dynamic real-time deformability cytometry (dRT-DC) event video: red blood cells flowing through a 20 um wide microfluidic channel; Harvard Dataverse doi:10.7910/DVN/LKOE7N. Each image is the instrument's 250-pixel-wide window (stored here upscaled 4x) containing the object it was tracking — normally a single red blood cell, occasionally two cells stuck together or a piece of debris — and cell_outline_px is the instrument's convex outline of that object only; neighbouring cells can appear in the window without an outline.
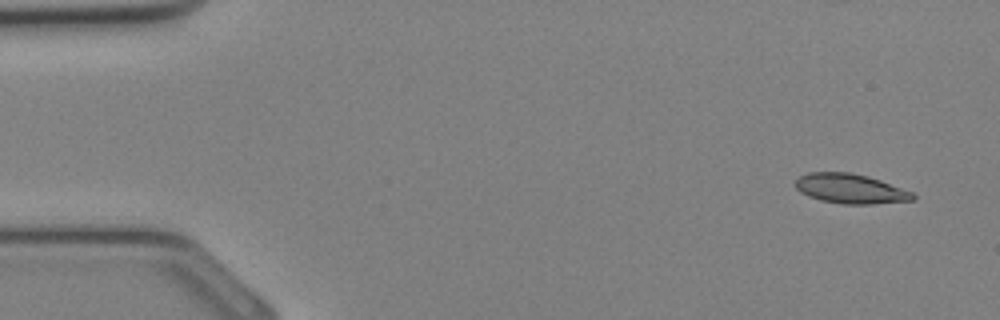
{"species": "Egyptian fruit bat (a non-hibernating species)", "species_latin": "Rousettus aegyptiacus", "temperature_condition": "cold", "stored_images_in_passage": 34, "camera_frame_rate_fps": 3000, "um_per_image_px": 0.085, "animal": {"sex": "female"}, "frame": {"image": 1, "passage_image": 2, "time_ms": 0.333, "image_size_px": [1000, 320], "cell_outline_px": [[916, 196], [912, 200], [872, 204], [840, 204], [820, 200], [808, 196], [800, 192], [796, 188], [796, 180], [800, 176], [808, 172], [848, 172], [868, 176], [880, 180], [912, 192]], "centroid_in_image_um": [72.26, 16.04], "position_along_channel_um": 12.7, "area_um2": 20.23}}
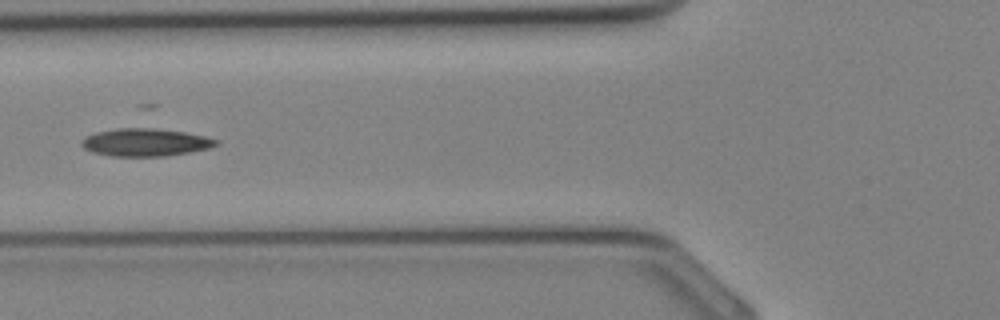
{"frame": {"image": 2, "passage_image": 13, "time_ms": 4.0, "image_size_px": [1000, 320], "cell_outline_px": [[220, 140], [216, 144], [208, 148], [168, 156], [112, 156], [92, 152], [84, 148], [80, 144], [80, 140], [84, 136], [96, 132], [144, 124], [148, 124], [204, 136]], "centroid_in_image_um": [12.32, 12.04], "position_along_channel_um": 113.5, "area_um2": 22.6}}
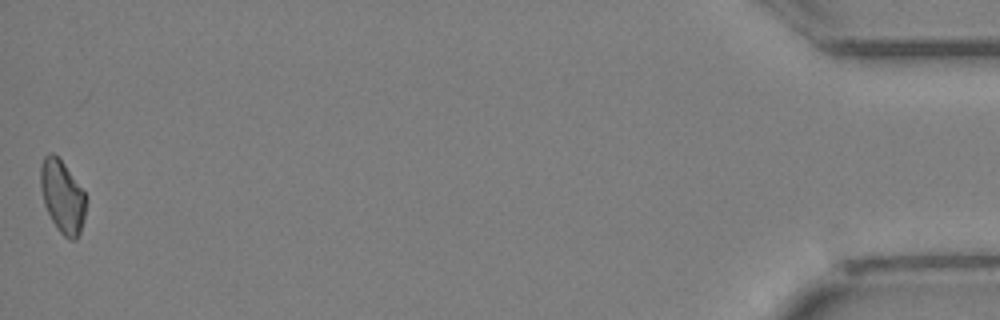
{"frame": {"image": 3, "passage_image": 34, "time_ms": 11.0, "image_size_px": [1000, 320], "cell_outline_px": [[84, 220], [80, 232], [76, 240], [72, 240], [64, 236], [60, 232], [52, 220], [44, 204], [40, 188], [40, 168], [44, 156], [48, 152], [52, 152], [64, 164], [84, 192]], "centroid_in_image_um": [5.27, 16.7], "position_along_channel_um": 429.9, "area_um2": 18.84}}